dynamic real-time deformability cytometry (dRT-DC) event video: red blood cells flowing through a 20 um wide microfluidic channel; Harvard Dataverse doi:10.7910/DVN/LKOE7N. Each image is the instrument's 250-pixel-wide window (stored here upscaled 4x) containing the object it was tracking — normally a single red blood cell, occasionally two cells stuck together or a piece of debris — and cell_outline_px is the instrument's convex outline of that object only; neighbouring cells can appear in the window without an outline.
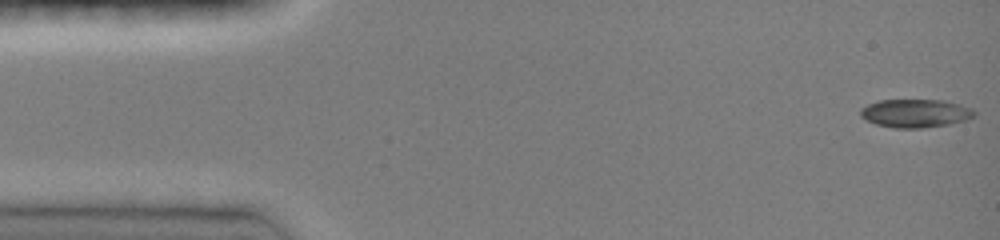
{"species": "common noctule bat (a hibernating species)", "species_latin": "Nyctalus noctula", "temperature_condition": "room temperature", "stored_images_in_passage": 46, "camera_frame_rate_fps": 3000, "um_per_image_px": 0.085, "animal": {"sex": "female", "body_mass_g": 19.0, "forearm_length_mm": 51.5}, "frame": {"image": 1, "passage_image": 1, "time_ms": 0.0, "image_size_px": [1000, 240], "cell_outline_px": [[976, 116], [968, 120], [948, 124], [920, 128], [892, 128], [876, 124], [860, 116], [860, 108], [868, 104], [880, 100], [944, 100], [960, 104], [972, 108], [976, 112]], "centroid_in_image_um": [77.84, 9.63], "position_along_channel_um": 7.2, "area_um2": 18.9}}
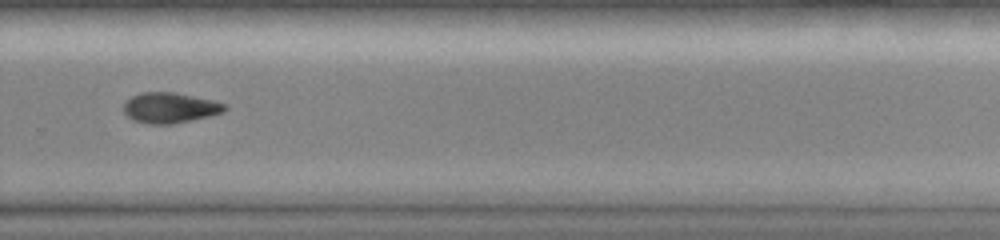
{"frame": {"image": 2, "passage_image": 32, "time_ms": 10.333, "image_size_px": [1000, 240], "cell_outline_px": [[228, 108], [224, 112], [192, 120], [172, 124], [148, 124], [132, 120], [124, 112], [124, 100], [140, 92], [172, 92], [212, 100], [224, 104]], "centroid_in_image_um": [14.4, 9.16], "position_along_channel_um": 315.4, "area_um2": 17.92}}
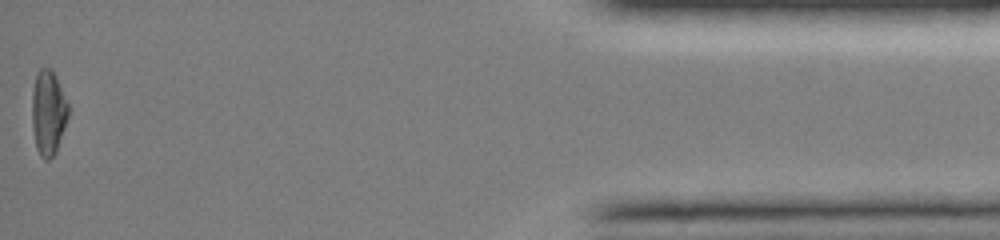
{"frame": {"image": 3, "passage_image": 46, "time_ms": 15.0, "image_size_px": [1000, 240], "cell_outline_px": [[68, 116], [56, 152], [48, 160], [44, 160], [40, 156], [36, 148], [32, 128], [32, 88], [36, 72], [40, 68], [52, 68], [56, 76], [68, 104]], "centroid_in_image_um": [4.08, 9.56], "position_along_channel_um": 431.1, "area_um2": 18.09}, "authors_computed_cell_mechanics": {"area_um2": 18.2648, "velocity_mm_per_s": 4.1432, "shape_relaxation_time_tau1_ms": 4.8733, "shape_relaxation_time_tau2_ms": null, "deformation_change_tau1": 0.1569, "deformation_change_tau2": null}}